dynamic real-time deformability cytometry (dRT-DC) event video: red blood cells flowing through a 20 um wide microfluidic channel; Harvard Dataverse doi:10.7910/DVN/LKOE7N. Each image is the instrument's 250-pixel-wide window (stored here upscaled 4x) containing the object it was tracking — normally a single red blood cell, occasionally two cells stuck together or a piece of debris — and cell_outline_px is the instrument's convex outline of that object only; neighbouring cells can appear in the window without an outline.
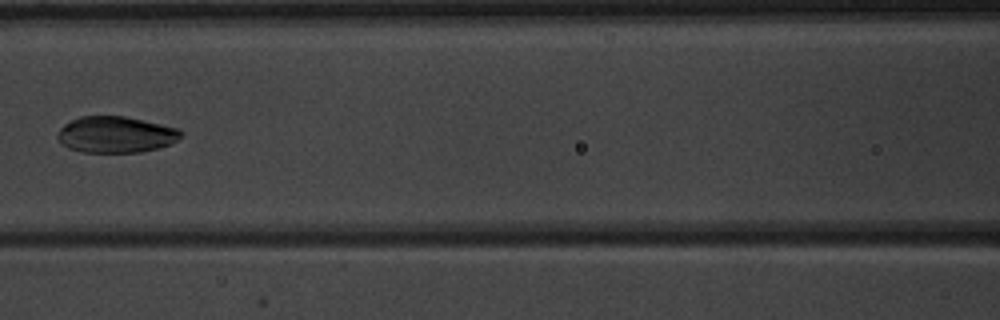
{"species": "common noctule bat (a hibernating species)", "species_latin": "Nyctalus noctula", "temperature_condition": "warm", "stored_images_in_passage": 7, "camera_frame_rate_fps": 3000, "um_per_image_px": 0.085, "animal": {"sex": "male", "body_mass_g": 20.1, "forearm_length_mm": 53.5}, "frame": {"image": 1, "passage_image": 6, "time_ms": 6.667, "image_size_px": [1000, 320], "cell_outline_px": [[184, 132], [176, 140], [168, 144], [156, 148], [140, 152], [84, 152], [68, 148], [56, 136], [60, 128], [64, 124], [80, 116], [124, 116], [180, 128]], "centroid_in_image_um": [9.84, 11.43], "position_along_channel_um": 156.8, "area_um2": 25.89}}
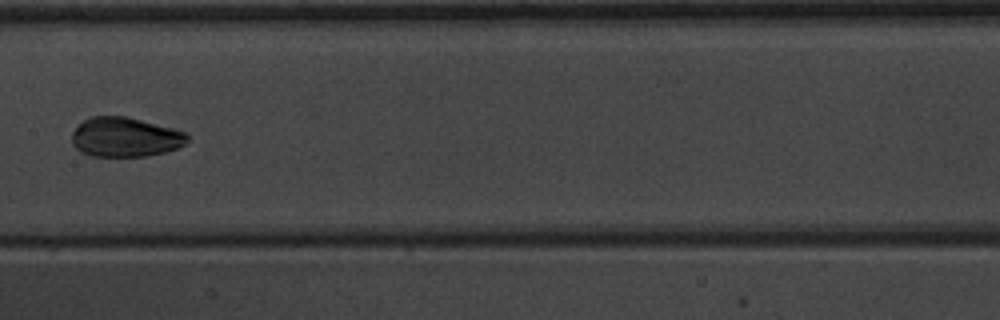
{"frame": {"image": 2, "passage_image": 7, "time_ms": 7.667, "image_size_px": [1000, 320], "cell_outline_px": [[188, 140], [184, 144], [176, 148], [164, 152], [148, 156], [92, 156], [80, 152], [72, 144], [72, 132], [84, 120], [92, 116], [124, 116], [172, 128], [184, 132], [188, 136]], "centroid_in_image_um": [10.61, 11.66], "position_along_channel_um": 196.8, "area_um2": 26.36}}